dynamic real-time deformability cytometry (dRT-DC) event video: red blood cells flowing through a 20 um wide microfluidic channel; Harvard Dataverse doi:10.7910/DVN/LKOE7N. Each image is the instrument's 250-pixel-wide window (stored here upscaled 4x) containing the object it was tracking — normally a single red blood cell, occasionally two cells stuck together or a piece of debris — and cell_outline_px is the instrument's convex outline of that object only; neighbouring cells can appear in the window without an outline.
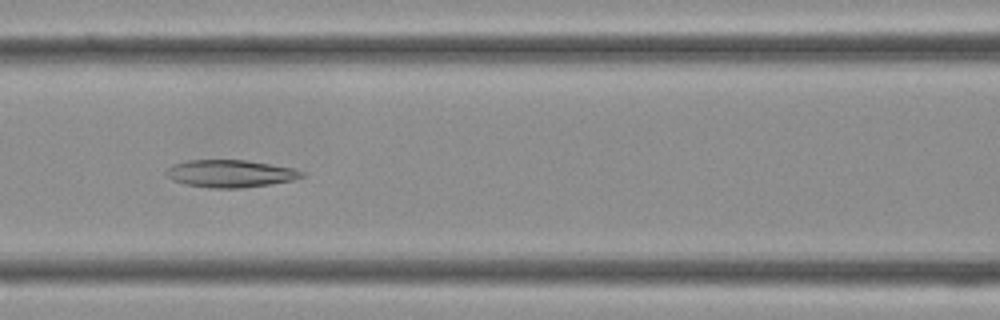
{"species": "Egyptian fruit bat (a non-hibernating species)", "species_latin": "Rousettus aegyptiacus", "temperature_condition": "cold", "stored_images_in_passage": 32, "camera_frame_rate_fps": 3000, "um_per_image_px": 0.085, "frame": {"image": 1, "passage_image": 11, "time_ms": 3.333, "image_size_px": [1000, 320], "cell_outline_px": [[308, 176], [292, 180], [272, 184], [244, 188], [208, 188], [184, 184], [172, 180], [164, 172], [168, 168], [176, 164], [188, 160], [244, 160], [292, 168], [304, 172]], "centroid_in_image_um": [19.59, 14.77], "position_along_channel_um": 147.0, "area_um2": 21.68}}
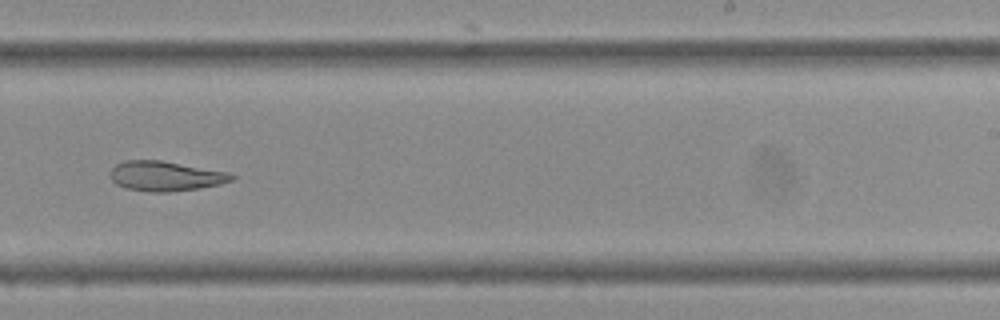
{"frame": {"image": 2, "passage_image": 18, "time_ms": 5.667, "image_size_px": [1000, 320], "cell_outline_px": [[236, 176], [232, 180], [220, 184], [200, 188], [168, 192], [148, 192], [124, 188], [116, 184], [108, 176], [108, 172], [116, 164], [124, 160], [160, 160], [228, 172]], "centroid_in_image_um": [14.01, 14.97], "position_along_channel_um": 275.0, "area_um2": 21.27}}
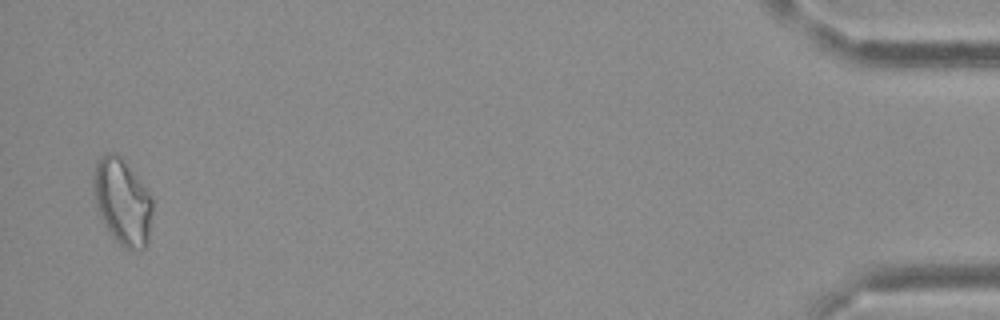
{"frame": {"image": 3, "passage_image": 31, "time_ms": 10.0, "image_size_px": [1000, 320], "cell_outline_px": [[152, 216], [148, 244], [144, 248], [128, 248], [120, 244], [112, 236], [100, 216], [92, 192], [92, 176], [96, 160], [100, 156], [108, 152], [116, 152], [120, 156], [152, 196]], "centroid_in_image_um": [10.38, 17.11], "position_along_channel_um": 424.8, "area_um2": 29.65}}